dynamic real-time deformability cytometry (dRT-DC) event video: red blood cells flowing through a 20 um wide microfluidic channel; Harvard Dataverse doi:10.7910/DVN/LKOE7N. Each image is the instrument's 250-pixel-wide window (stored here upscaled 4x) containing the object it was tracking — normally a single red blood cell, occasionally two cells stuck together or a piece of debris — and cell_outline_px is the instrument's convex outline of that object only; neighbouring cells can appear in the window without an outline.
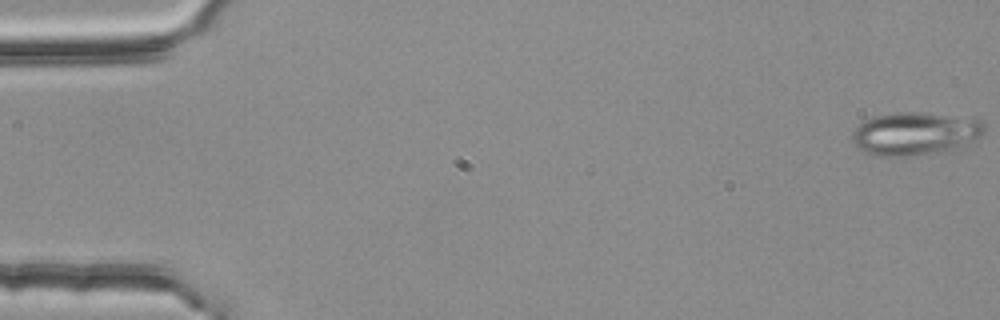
{"species": "common noctule bat (a hibernating species)", "species_latin": "Nyctalus noctula", "temperature_condition": "room temperature", "stored_images_in_passage": 54, "camera_frame_rate_fps": 3000, "um_per_image_px": 0.085, "animal": {"sex": "female", "body_mass_g": 25.1}, "frame": {"image": 1, "passage_image": 1, "time_ms": 0.0, "image_size_px": [1000, 320], "cell_outline_px": [[984, 132], [980, 136], [952, 148], [936, 152], [908, 156], [876, 156], [864, 152], [856, 148], [852, 144], [852, 132], [864, 120], [876, 116], [896, 112], [912, 112], [980, 120], [984, 124]], "centroid_in_image_um": [77.65, 11.37], "position_along_channel_um": 7.3, "area_um2": 32.31}}
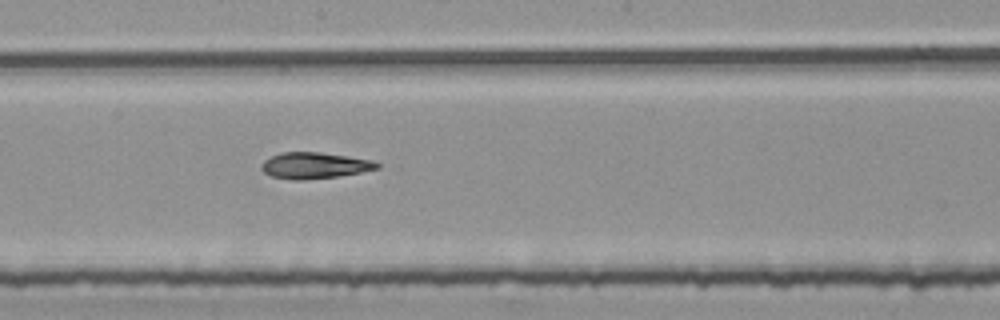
{"frame": {"image": 2, "passage_image": 30, "time_ms": 9.667, "image_size_px": [1000, 320], "cell_outline_px": [[380, 168], [340, 176], [304, 180], [296, 180], [268, 176], [260, 168], [264, 160], [272, 156], [284, 152], [320, 152], [348, 156], [372, 160], [380, 164]], "centroid_in_image_um": [26.73, 14.07], "position_along_channel_um": 221.5, "area_um2": 17.69}}
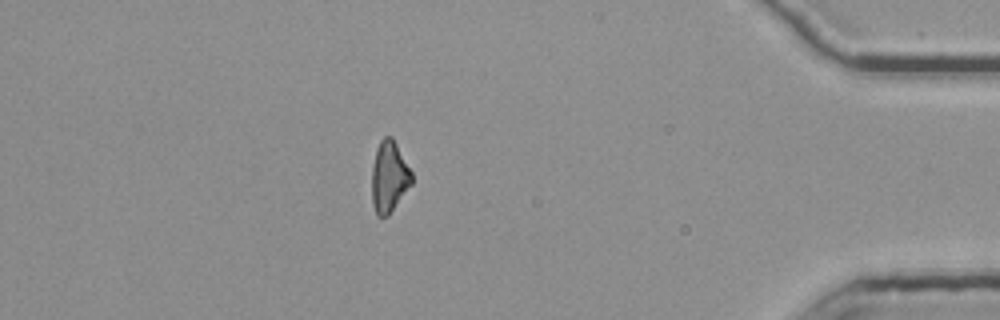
{"frame": {"image": 3, "passage_image": 48, "time_ms": 15.667, "image_size_px": [1000, 320], "cell_outline_px": [[412, 184], [388, 216], [376, 216], [372, 204], [372, 168], [376, 148], [380, 140], [384, 136], [392, 136], [412, 172]], "centroid_in_image_um": [33.07, 15.03], "position_along_channel_um": 402.1, "area_um2": 16.65}, "authors_computed_cell_mechanics": {"area_um2": 17.7735, "velocity_mm_per_s": 3.7923, "shape_relaxation_time_tau1_ms": 6.4531, "shape_relaxation_time_tau2_ms": 11.0268, "deformation_change_tau1": 0.1692, "deformation_change_tau2": 0.2199}}